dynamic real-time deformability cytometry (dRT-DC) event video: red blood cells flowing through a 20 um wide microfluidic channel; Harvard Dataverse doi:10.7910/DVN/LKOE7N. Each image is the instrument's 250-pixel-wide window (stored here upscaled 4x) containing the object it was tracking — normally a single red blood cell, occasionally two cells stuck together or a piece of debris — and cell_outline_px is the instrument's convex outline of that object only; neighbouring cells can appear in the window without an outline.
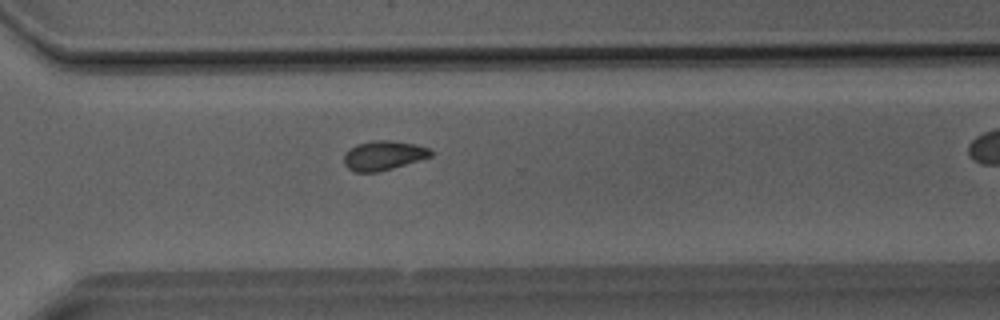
{"species": "Egyptian fruit bat (a non-hibernating species)", "species_latin": "Rousettus aegyptiacus", "temperature_condition": "room temperature", "stored_images_in_passage": 25, "camera_frame_rate_fps": 3000, "um_per_image_px": 0.085, "animal": {"sex": "male"}, "frame": {"image": 1, "passage_image": 22, "time_ms": 7.0, "image_size_px": [1000, 320], "cell_outline_px": [[432, 156], [392, 168], [376, 172], [356, 172], [348, 168], [344, 164], [344, 156], [348, 148], [356, 144], [376, 140], [384, 140], [416, 144], [428, 148], [432, 152]], "centroid_in_image_um": [32.56, 13.21], "position_along_channel_um": 338.0, "area_um2": 14.68}}